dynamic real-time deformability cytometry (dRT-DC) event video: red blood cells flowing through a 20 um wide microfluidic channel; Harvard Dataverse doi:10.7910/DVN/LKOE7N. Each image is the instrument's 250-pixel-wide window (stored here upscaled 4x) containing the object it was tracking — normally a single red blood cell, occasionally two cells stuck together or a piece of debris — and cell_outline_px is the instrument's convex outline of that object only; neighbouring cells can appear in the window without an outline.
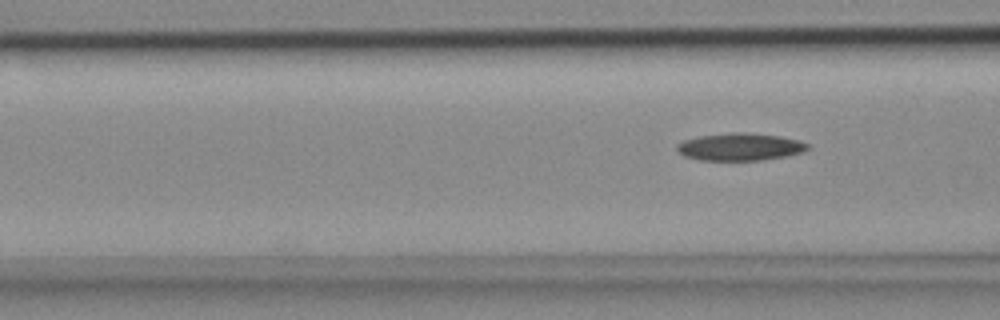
{"species": "common noctule bat (a hibernating species)", "species_latin": "Nyctalus noctula", "temperature_condition": "cold", "stored_images_in_passage": 3, "camera_frame_rate_fps": 3000, "um_per_image_px": 0.085, "animal": {"sex": "female", "body_mass_g": 18.4}, "frame": {"image": 1, "passage_image": 3, "time_ms": 0.667, "image_size_px": [1000, 320], "cell_outline_px": [[808, 148], [804, 152], [764, 160], [700, 160], [684, 156], [676, 152], [676, 144], [684, 140], [700, 136], [732, 132], [740, 132], [780, 136], [800, 140], [808, 144]], "centroid_in_image_um": [62.87, 12.48], "position_along_channel_um": 103.7, "area_um2": 20.92}}